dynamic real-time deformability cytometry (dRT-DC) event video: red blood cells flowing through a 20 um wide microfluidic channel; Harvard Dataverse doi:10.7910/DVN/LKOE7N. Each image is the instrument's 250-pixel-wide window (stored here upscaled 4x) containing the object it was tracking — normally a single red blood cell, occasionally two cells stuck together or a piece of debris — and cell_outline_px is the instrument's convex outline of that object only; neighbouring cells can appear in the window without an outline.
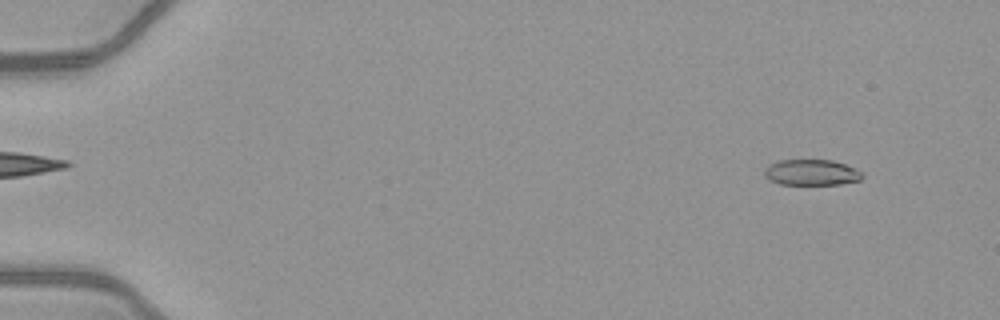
{"species": "common noctule bat (a hibernating species)", "species_latin": "Nyctalus noctula", "temperature_condition": "warm", "stored_images_in_passage": 50, "camera_frame_rate_fps": 3000, "um_per_image_px": 0.085, "animal": {"sex": "female", "body_mass_g": 21.9}, "frame": {"image": 1, "passage_image": 3, "time_ms": 0.667, "image_size_px": [1000, 320], "cell_outline_px": [[864, 176], [860, 180], [840, 184], [780, 184], [768, 180], [764, 176], [764, 168], [768, 164], [780, 160], [832, 160], [856, 168], [864, 172]], "centroid_in_image_um": [68.97, 14.65], "position_along_channel_um": 16.0, "area_um2": 14.91}}
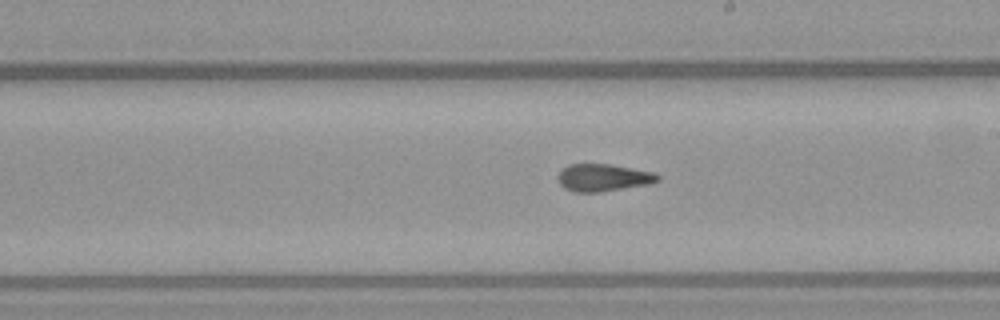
{"frame": {"image": 2, "passage_image": 29, "time_ms": 9.333, "image_size_px": [1000, 320], "cell_outline_px": [[660, 180], [648, 184], [600, 192], [576, 192], [564, 188], [560, 184], [556, 176], [568, 164], [608, 164], [632, 168], [652, 172], [660, 176]], "centroid_in_image_um": [51.25, 15.1], "position_along_channel_um": 237.8, "area_um2": 15.78}}
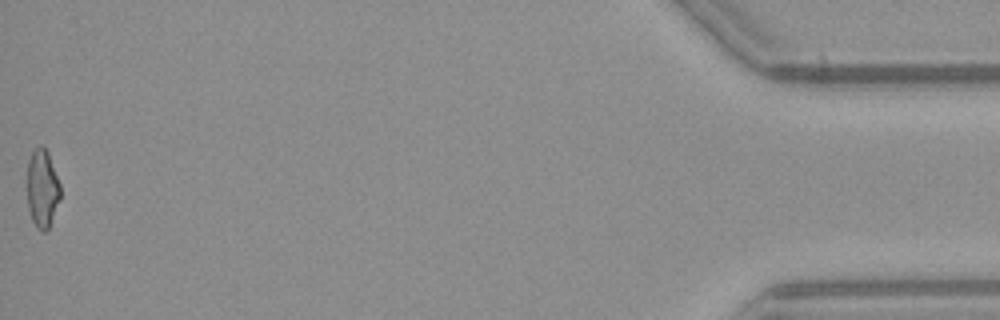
{"frame": {"image": 3, "passage_image": 50, "time_ms": 16.333, "image_size_px": [1000, 320], "cell_outline_px": [[60, 200], [48, 228], [44, 232], [36, 228], [32, 220], [28, 208], [28, 160], [32, 152], [40, 144], [48, 152], [60, 184]], "centroid_in_image_um": [3.6, 16.03], "position_along_channel_um": 431.6, "area_um2": 14.97}, "authors_computed_cell_mechanics": {"area_um2": 16.0395, "velocity_mm_per_s": 4.1004, "shape_relaxation_time_tau1_ms": null, "shape_relaxation_time_tau2_ms": 2.0113, "deformation_change_tau1": null, "deformation_change_tau2": 0.0946}}